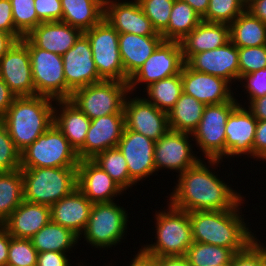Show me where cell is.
I'll return each instance as SVG.
<instances>
[{"mask_svg": "<svg viewBox=\"0 0 266 266\" xmlns=\"http://www.w3.org/2000/svg\"><path fill=\"white\" fill-rule=\"evenodd\" d=\"M247 0H209L206 14L202 21L230 25L246 10Z\"/></svg>", "mask_w": 266, "mask_h": 266, "instance_id": "f35d334b", "label": "cell"}, {"mask_svg": "<svg viewBox=\"0 0 266 266\" xmlns=\"http://www.w3.org/2000/svg\"><path fill=\"white\" fill-rule=\"evenodd\" d=\"M21 169V151L9 136L6 125L0 119V172Z\"/></svg>", "mask_w": 266, "mask_h": 266, "instance_id": "7bdbcfd3", "label": "cell"}, {"mask_svg": "<svg viewBox=\"0 0 266 266\" xmlns=\"http://www.w3.org/2000/svg\"><path fill=\"white\" fill-rule=\"evenodd\" d=\"M253 158L266 162V120H258L253 143Z\"/></svg>", "mask_w": 266, "mask_h": 266, "instance_id": "c3c4849f", "label": "cell"}, {"mask_svg": "<svg viewBox=\"0 0 266 266\" xmlns=\"http://www.w3.org/2000/svg\"><path fill=\"white\" fill-rule=\"evenodd\" d=\"M117 148L126 159L130 179L135 184L152 176L153 173L156 174L154 140L132 130L124 129Z\"/></svg>", "mask_w": 266, "mask_h": 266, "instance_id": "e0dca14e", "label": "cell"}, {"mask_svg": "<svg viewBox=\"0 0 266 266\" xmlns=\"http://www.w3.org/2000/svg\"><path fill=\"white\" fill-rule=\"evenodd\" d=\"M246 107L252 112L257 120H266V95L247 102Z\"/></svg>", "mask_w": 266, "mask_h": 266, "instance_id": "f5cc1de1", "label": "cell"}, {"mask_svg": "<svg viewBox=\"0 0 266 266\" xmlns=\"http://www.w3.org/2000/svg\"><path fill=\"white\" fill-rule=\"evenodd\" d=\"M155 210V242L144 244L141 248L148 254L157 257L184 256L192 245V231L189 212L173 207Z\"/></svg>", "mask_w": 266, "mask_h": 266, "instance_id": "277c9868", "label": "cell"}, {"mask_svg": "<svg viewBox=\"0 0 266 266\" xmlns=\"http://www.w3.org/2000/svg\"><path fill=\"white\" fill-rule=\"evenodd\" d=\"M229 27L230 41L237 47L266 45V24L247 10L242 12Z\"/></svg>", "mask_w": 266, "mask_h": 266, "instance_id": "1f68e13d", "label": "cell"}, {"mask_svg": "<svg viewBox=\"0 0 266 266\" xmlns=\"http://www.w3.org/2000/svg\"><path fill=\"white\" fill-rule=\"evenodd\" d=\"M83 32L62 21L41 22L26 38L35 46L64 55Z\"/></svg>", "mask_w": 266, "mask_h": 266, "instance_id": "cb8c5ba5", "label": "cell"}, {"mask_svg": "<svg viewBox=\"0 0 266 266\" xmlns=\"http://www.w3.org/2000/svg\"><path fill=\"white\" fill-rule=\"evenodd\" d=\"M9 245L10 235L6 228L0 224V266H7Z\"/></svg>", "mask_w": 266, "mask_h": 266, "instance_id": "11a10c76", "label": "cell"}, {"mask_svg": "<svg viewBox=\"0 0 266 266\" xmlns=\"http://www.w3.org/2000/svg\"><path fill=\"white\" fill-rule=\"evenodd\" d=\"M202 21L200 15L185 1L175 0L167 29L161 34L164 41L180 42Z\"/></svg>", "mask_w": 266, "mask_h": 266, "instance_id": "836d02e7", "label": "cell"}, {"mask_svg": "<svg viewBox=\"0 0 266 266\" xmlns=\"http://www.w3.org/2000/svg\"><path fill=\"white\" fill-rule=\"evenodd\" d=\"M100 1H102V3L105 4L106 2H109L111 0H100Z\"/></svg>", "mask_w": 266, "mask_h": 266, "instance_id": "e7e4bbea", "label": "cell"}, {"mask_svg": "<svg viewBox=\"0 0 266 266\" xmlns=\"http://www.w3.org/2000/svg\"><path fill=\"white\" fill-rule=\"evenodd\" d=\"M205 104L184 92L168 112L169 129L193 133L202 118Z\"/></svg>", "mask_w": 266, "mask_h": 266, "instance_id": "d6a6232c", "label": "cell"}, {"mask_svg": "<svg viewBox=\"0 0 266 266\" xmlns=\"http://www.w3.org/2000/svg\"><path fill=\"white\" fill-rule=\"evenodd\" d=\"M163 41L162 36L119 33V52L125 71V82H128Z\"/></svg>", "mask_w": 266, "mask_h": 266, "instance_id": "83f0119b", "label": "cell"}, {"mask_svg": "<svg viewBox=\"0 0 266 266\" xmlns=\"http://www.w3.org/2000/svg\"><path fill=\"white\" fill-rule=\"evenodd\" d=\"M83 33L90 42L99 77L102 80L125 82V71L119 52V33L105 18Z\"/></svg>", "mask_w": 266, "mask_h": 266, "instance_id": "30bf717a", "label": "cell"}, {"mask_svg": "<svg viewBox=\"0 0 266 266\" xmlns=\"http://www.w3.org/2000/svg\"><path fill=\"white\" fill-rule=\"evenodd\" d=\"M218 266H232V259L229 262H226V263L218 265Z\"/></svg>", "mask_w": 266, "mask_h": 266, "instance_id": "6125c7cd", "label": "cell"}, {"mask_svg": "<svg viewBox=\"0 0 266 266\" xmlns=\"http://www.w3.org/2000/svg\"><path fill=\"white\" fill-rule=\"evenodd\" d=\"M62 22L80 29H91L104 18V4L100 0H61Z\"/></svg>", "mask_w": 266, "mask_h": 266, "instance_id": "f546056e", "label": "cell"}, {"mask_svg": "<svg viewBox=\"0 0 266 266\" xmlns=\"http://www.w3.org/2000/svg\"><path fill=\"white\" fill-rule=\"evenodd\" d=\"M124 129V114H110L92 119L84 145L77 151L79 159L91 160L107 149L116 148Z\"/></svg>", "mask_w": 266, "mask_h": 266, "instance_id": "d6986e66", "label": "cell"}, {"mask_svg": "<svg viewBox=\"0 0 266 266\" xmlns=\"http://www.w3.org/2000/svg\"><path fill=\"white\" fill-rule=\"evenodd\" d=\"M81 260H80V263L78 262L76 265H78V266H87V264L86 265H84V263H82V265H81ZM90 266H92V265H90ZM105 266H110V264H108V265H105Z\"/></svg>", "mask_w": 266, "mask_h": 266, "instance_id": "be15d7a7", "label": "cell"}, {"mask_svg": "<svg viewBox=\"0 0 266 266\" xmlns=\"http://www.w3.org/2000/svg\"><path fill=\"white\" fill-rule=\"evenodd\" d=\"M24 201L21 169L0 172V224Z\"/></svg>", "mask_w": 266, "mask_h": 266, "instance_id": "e575fe53", "label": "cell"}, {"mask_svg": "<svg viewBox=\"0 0 266 266\" xmlns=\"http://www.w3.org/2000/svg\"><path fill=\"white\" fill-rule=\"evenodd\" d=\"M257 266H266V245L257 239Z\"/></svg>", "mask_w": 266, "mask_h": 266, "instance_id": "94428289", "label": "cell"}, {"mask_svg": "<svg viewBox=\"0 0 266 266\" xmlns=\"http://www.w3.org/2000/svg\"><path fill=\"white\" fill-rule=\"evenodd\" d=\"M0 78L16 97L35 95L29 50L22 40L16 41L1 58Z\"/></svg>", "mask_w": 266, "mask_h": 266, "instance_id": "2e32d148", "label": "cell"}, {"mask_svg": "<svg viewBox=\"0 0 266 266\" xmlns=\"http://www.w3.org/2000/svg\"><path fill=\"white\" fill-rule=\"evenodd\" d=\"M24 200L52 206L77 188V167L21 168Z\"/></svg>", "mask_w": 266, "mask_h": 266, "instance_id": "5b68a950", "label": "cell"}, {"mask_svg": "<svg viewBox=\"0 0 266 266\" xmlns=\"http://www.w3.org/2000/svg\"><path fill=\"white\" fill-rule=\"evenodd\" d=\"M0 31L11 34L17 41L23 38L15 29L10 0H0Z\"/></svg>", "mask_w": 266, "mask_h": 266, "instance_id": "7dc6e473", "label": "cell"}, {"mask_svg": "<svg viewBox=\"0 0 266 266\" xmlns=\"http://www.w3.org/2000/svg\"><path fill=\"white\" fill-rule=\"evenodd\" d=\"M35 11L42 22L62 20L61 0H34Z\"/></svg>", "mask_w": 266, "mask_h": 266, "instance_id": "bcb514c9", "label": "cell"}, {"mask_svg": "<svg viewBox=\"0 0 266 266\" xmlns=\"http://www.w3.org/2000/svg\"><path fill=\"white\" fill-rule=\"evenodd\" d=\"M77 188L94 203L113 202L124 190L92 160H80L77 166Z\"/></svg>", "mask_w": 266, "mask_h": 266, "instance_id": "603a6c76", "label": "cell"}, {"mask_svg": "<svg viewBox=\"0 0 266 266\" xmlns=\"http://www.w3.org/2000/svg\"><path fill=\"white\" fill-rule=\"evenodd\" d=\"M237 98L231 101L206 105L198 127L193 131L192 141L199 147L205 160H221L225 156V125L228 116L239 104Z\"/></svg>", "mask_w": 266, "mask_h": 266, "instance_id": "9c48e42d", "label": "cell"}, {"mask_svg": "<svg viewBox=\"0 0 266 266\" xmlns=\"http://www.w3.org/2000/svg\"><path fill=\"white\" fill-rule=\"evenodd\" d=\"M104 18L118 33L161 36L146 17L139 2L111 0L104 4Z\"/></svg>", "mask_w": 266, "mask_h": 266, "instance_id": "7402d4cb", "label": "cell"}, {"mask_svg": "<svg viewBox=\"0 0 266 266\" xmlns=\"http://www.w3.org/2000/svg\"><path fill=\"white\" fill-rule=\"evenodd\" d=\"M232 266H257V238L244 250L234 253Z\"/></svg>", "mask_w": 266, "mask_h": 266, "instance_id": "681fc988", "label": "cell"}, {"mask_svg": "<svg viewBox=\"0 0 266 266\" xmlns=\"http://www.w3.org/2000/svg\"><path fill=\"white\" fill-rule=\"evenodd\" d=\"M204 161L205 159L200 160L195 166L176 176V186L169 194L170 197L166 196L169 198L167 202L187 212L235 209L242 201L245 202L244 196L233 190L215 172L222 161Z\"/></svg>", "mask_w": 266, "mask_h": 266, "instance_id": "6da1fadb", "label": "cell"}, {"mask_svg": "<svg viewBox=\"0 0 266 266\" xmlns=\"http://www.w3.org/2000/svg\"><path fill=\"white\" fill-rule=\"evenodd\" d=\"M183 92L205 105L231 101L235 96L232 85L225 79L191 69L186 63L181 70Z\"/></svg>", "mask_w": 266, "mask_h": 266, "instance_id": "ffe728a7", "label": "cell"}, {"mask_svg": "<svg viewBox=\"0 0 266 266\" xmlns=\"http://www.w3.org/2000/svg\"><path fill=\"white\" fill-rule=\"evenodd\" d=\"M185 63L195 71L221 77L231 85L239 81L238 47L231 41L216 49L194 54Z\"/></svg>", "mask_w": 266, "mask_h": 266, "instance_id": "44dd1931", "label": "cell"}, {"mask_svg": "<svg viewBox=\"0 0 266 266\" xmlns=\"http://www.w3.org/2000/svg\"><path fill=\"white\" fill-rule=\"evenodd\" d=\"M157 266H191L187 257L184 256H164L157 257Z\"/></svg>", "mask_w": 266, "mask_h": 266, "instance_id": "6f0895ef", "label": "cell"}, {"mask_svg": "<svg viewBox=\"0 0 266 266\" xmlns=\"http://www.w3.org/2000/svg\"><path fill=\"white\" fill-rule=\"evenodd\" d=\"M79 236L50 220L32 238L33 247L40 252L68 253L79 244ZM78 243V244H77Z\"/></svg>", "mask_w": 266, "mask_h": 266, "instance_id": "4dcf8cb0", "label": "cell"}, {"mask_svg": "<svg viewBox=\"0 0 266 266\" xmlns=\"http://www.w3.org/2000/svg\"><path fill=\"white\" fill-rule=\"evenodd\" d=\"M93 203L76 188L71 194L54 203L51 208V220L70 229L81 240L82 233L89 220Z\"/></svg>", "mask_w": 266, "mask_h": 266, "instance_id": "d4e9b609", "label": "cell"}, {"mask_svg": "<svg viewBox=\"0 0 266 266\" xmlns=\"http://www.w3.org/2000/svg\"><path fill=\"white\" fill-rule=\"evenodd\" d=\"M239 103L227 118L225 125V156L221 159L247 155L253 157V143L258 120Z\"/></svg>", "mask_w": 266, "mask_h": 266, "instance_id": "ac0fdd59", "label": "cell"}, {"mask_svg": "<svg viewBox=\"0 0 266 266\" xmlns=\"http://www.w3.org/2000/svg\"><path fill=\"white\" fill-rule=\"evenodd\" d=\"M38 252L31 239L14 238L10 235L7 266H36Z\"/></svg>", "mask_w": 266, "mask_h": 266, "instance_id": "b9f144b4", "label": "cell"}, {"mask_svg": "<svg viewBox=\"0 0 266 266\" xmlns=\"http://www.w3.org/2000/svg\"><path fill=\"white\" fill-rule=\"evenodd\" d=\"M239 79L266 67V45L238 47Z\"/></svg>", "mask_w": 266, "mask_h": 266, "instance_id": "ee69618b", "label": "cell"}, {"mask_svg": "<svg viewBox=\"0 0 266 266\" xmlns=\"http://www.w3.org/2000/svg\"><path fill=\"white\" fill-rule=\"evenodd\" d=\"M15 29L26 37L42 21L35 11L34 0H10Z\"/></svg>", "mask_w": 266, "mask_h": 266, "instance_id": "ab89813d", "label": "cell"}, {"mask_svg": "<svg viewBox=\"0 0 266 266\" xmlns=\"http://www.w3.org/2000/svg\"><path fill=\"white\" fill-rule=\"evenodd\" d=\"M91 160L108 173L125 192L135 185L130 179L126 159L117 147L107 149Z\"/></svg>", "mask_w": 266, "mask_h": 266, "instance_id": "8d00e7d4", "label": "cell"}, {"mask_svg": "<svg viewBox=\"0 0 266 266\" xmlns=\"http://www.w3.org/2000/svg\"><path fill=\"white\" fill-rule=\"evenodd\" d=\"M79 161L76 150L54 123L21 151V168L77 167Z\"/></svg>", "mask_w": 266, "mask_h": 266, "instance_id": "ba28073f", "label": "cell"}, {"mask_svg": "<svg viewBox=\"0 0 266 266\" xmlns=\"http://www.w3.org/2000/svg\"><path fill=\"white\" fill-rule=\"evenodd\" d=\"M130 96L131 93L124 103L125 129L158 141L170 130L168 113L155 107L144 96H133V98Z\"/></svg>", "mask_w": 266, "mask_h": 266, "instance_id": "9a60e30c", "label": "cell"}, {"mask_svg": "<svg viewBox=\"0 0 266 266\" xmlns=\"http://www.w3.org/2000/svg\"><path fill=\"white\" fill-rule=\"evenodd\" d=\"M16 41L11 34L0 31V60Z\"/></svg>", "mask_w": 266, "mask_h": 266, "instance_id": "680465c9", "label": "cell"}, {"mask_svg": "<svg viewBox=\"0 0 266 266\" xmlns=\"http://www.w3.org/2000/svg\"><path fill=\"white\" fill-rule=\"evenodd\" d=\"M191 133L169 130L158 141H155L154 164L156 173L160 170H172L179 174L195 166L201 158L195 155Z\"/></svg>", "mask_w": 266, "mask_h": 266, "instance_id": "4fadbf2b", "label": "cell"}, {"mask_svg": "<svg viewBox=\"0 0 266 266\" xmlns=\"http://www.w3.org/2000/svg\"><path fill=\"white\" fill-rule=\"evenodd\" d=\"M21 40L28 46L35 95L67 99L62 56L35 47L26 37Z\"/></svg>", "mask_w": 266, "mask_h": 266, "instance_id": "8fae6325", "label": "cell"}, {"mask_svg": "<svg viewBox=\"0 0 266 266\" xmlns=\"http://www.w3.org/2000/svg\"><path fill=\"white\" fill-rule=\"evenodd\" d=\"M230 41V27L223 23L201 21L179 43L184 62L192 55L216 49Z\"/></svg>", "mask_w": 266, "mask_h": 266, "instance_id": "4316f807", "label": "cell"}, {"mask_svg": "<svg viewBox=\"0 0 266 266\" xmlns=\"http://www.w3.org/2000/svg\"><path fill=\"white\" fill-rule=\"evenodd\" d=\"M233 255L229 248L193 242L185 256L191 266H218L229 262Z\"/></svg>", "mask_w": 266, "mask_h": 266, "instance_id": "74e56055", "label": "cell"}, {"mask_svg": "<svg viewBox=\"0 0 266 266\" xmlns=\"http://www.w3.org/2000/svg\"><path fill=\"white\" fill-rule=\"evenodd\" d=\"M188 3L202 18L208 9L209 0H183Z\"/></svg>", "mask_w": 266, "mask_h": 266, "instance_id": "91938a15", "label": "cell"}, {"mask_svg": "<svg viewBox=\"0 0 266 266\" xmlns=\"http://www.w3.org/2000/svg\"><path fill=\"white\" fill-rule=\"evenodd\" d=\"M158 34L168 26L170 13L175 0H137Z\"/></svg>", "mask_w": 266, "mask_h": 266, "instance_id": "60d3db41", "label": "cell"}, {"mask_svg": "<svg viewBox=\"0 0 266 266\" xmlns=\"http://www.w3.org/2000/svg\"><path fill=\"white\" fill-rule=\"evenodd\" d=\"M243 203L235 209L189 212L193 242L229 248L234 253L244 250L257 237L242 217Z\"/></svg>", "mask_w": 266, "mask_h": 266, "instance_id": "7a4b0ae2", "label": "cell"}, {"mask_svg": "<svg viewBox=\"0 0 266 266\" xmlns=\"http://www.w3.org/2000/svg\"><path fill=\"white\" fill-rule=\"evenodd\" d=\"M16 96L7 84L0 78V119H3L8 108L14 102Z\"/></svg>", "mask_w": 266, "mask_h": 266, "instance_id": "816d5d0a", "label": "cell"}, {"mask_svg": "<svg viewBox=\"0 0 266 266\" xmlns=\"http://www.w3.org/2000/svg\"><path fill=\"white\" fill-rule=\"evenodd\" d=\"M128 215L126 209L115 201L94 203L82 238L99 250L115 248L127 236Z\"/></svg>", "mask_w": 266, "mask_h": 266, "instance_id": "8992f818", "label": "cell"}, {"mask_svg": "<svg viewBox=\"0 0 266 266\" xmlns=\"http://www.w3.org/2000/svg\"><path fill=\"white\" fill-rule=\"evenodd\" d=\"M67 253L40 252L36 266H72L71 259Z\"/></svg>", "mask_w": 266, "mask_h": 266, "instance_id": "f907efd6", "label": "cell"}, {"mask_svg": "<svg viewBox=\"0 0 266 266\" xmlns=\"http://www.w3.org/2000/svg\"><path fill=\"white\" fill-rule=\"evenodd\" d=\"M246 10L266 24V0H247Z\"/></svg>", "mask_w": 266, "mask_h": 266, "instance_id": "db71d44e", "label": "cell"}, {"mask_svg": "<svg viewBox=\"0 0 266 266\" xmlns=\"http://www.w3.org/2000/svg\"><path fill=\"white\" fill-rule=\"evenodd\" d=\"M55 105L53 123L77 152L84 145L91 120L68 99L55 100Z\"/></svg>", "mask_w": 266, "mask_h": 266, "instance_id": "f1b7e54d", "label": "cell"}, {"mask_svg": "<svg viewBox=\"0 0 266 266\" xmlns=\"http://www.w3.org/2000/svg\"><path fill=\"white\" fill-rule=\"evenodd\" d=\"M133 256L134 258L131 259L130 265L127 266H157V258L146 253L142 248Z\"/></svg>", "mask_w": 266, "mask_h": 266, "instance_id": "9f6ffc18", "label": "cell"}, {"mask_svg": "<svg viewBox=\"0 0 266 266\" xmlns=\"http://www.w3.org/2000/svg\"><path fill=\"white\" fill-rule=\"evenodd\" d=\"M185 64L178 41H163L144 64L129 78V91L136 93L138 85L150 84L181 73ZM142 83V84H141Z\"/></svg>", "mask_w": 266, "mask_h": 266, "instance_id": "7c38bea8", "label": "cell"}, {"mask_svg": "<svg viewBox=\"0 0 266 266\" xmlns=\"http://www.w3.org/2000/svg\"><path fill=\"white\" fill-rule=\"evenodd\" d=\"M53 105L55 100L47 96L15 98L2 120L9 136L20 151L32 144L53 124Z\"/></svg>", "mask_w": 266, "mask_h": 266, "instance_id": "3957f363", "label": "cell"}, {"mask_svg": "<svg viewBox=\"0 0 266 266\" xmlns=\"http://www.w3.org/2000/svg\"><path fill=\"white\" fill-rule=\"evenodd\" d=\"M62 60L67 84V99L70 98L73 91L102 81L93 60L90 42L84 33L62 55Z\"/></svg>", "mask_w": 266, "mask_h": 266, "instance_id": "5bb4252c", "label": "cell"}, {"mask_svg": "<svg viewBox=\"0 0 266 266\" xmlns=\"http://www.w3.org/2000/svg\"><path fill=\"white\" fill-rule=\"evenodd\" d=\"M50 220V206L24 200L2 225L14 238L31 239Z\"/></svg>", "mask_w": 266, "mask_h": 266, "instance_id": "484cf974", "label": "cell"}, {"mask_svg": "<svg viewBox=\"0 0 266 266\" xmlns=\"http://www.w3.org/2000/svg\"><path fill=\"white\" fill-rule=\"evenodd\" d=\"M241 86L245 87L243 91L247 94L248 102L266 95V67L256 72L249 73L240 77ZM244 84V85H243Z\"/></svg>", "mask_w": 266, "mask_h": 266, "instance_id": "f6af8a7d", "label": "cell"}, {"mask_svg": "<svg viewBox=\"0 0 266 266\" xmlns=\"http://www.w3.org/2000/svg\"><path fill=\"white\" fill-rule=\"evenodd\" d=\"M130 93L128 82L102 80L72 92L68 99L90 120L110 114H124Z\"/></svg>", "mask_w": 266, "mask_h": 266, "instance_id": "52a82bcc", "label": "cell"}, {"mask_svg": "<svg viewBox=\"0 0 266 266\" xmlns=\"http://www.w3.org/2000/svg\"><path fill=\"white\" fill-rule=\"evenodd\" d=\"M143 92H146L147 98L146 94L144 98L148 102L168 113L183 93L181 73L154 82L146 87Z\"/></svg>", "mask_w": 266, "mask_h": 266, "instance_id": "d590c367", "label": "cell"}]
</instances>
